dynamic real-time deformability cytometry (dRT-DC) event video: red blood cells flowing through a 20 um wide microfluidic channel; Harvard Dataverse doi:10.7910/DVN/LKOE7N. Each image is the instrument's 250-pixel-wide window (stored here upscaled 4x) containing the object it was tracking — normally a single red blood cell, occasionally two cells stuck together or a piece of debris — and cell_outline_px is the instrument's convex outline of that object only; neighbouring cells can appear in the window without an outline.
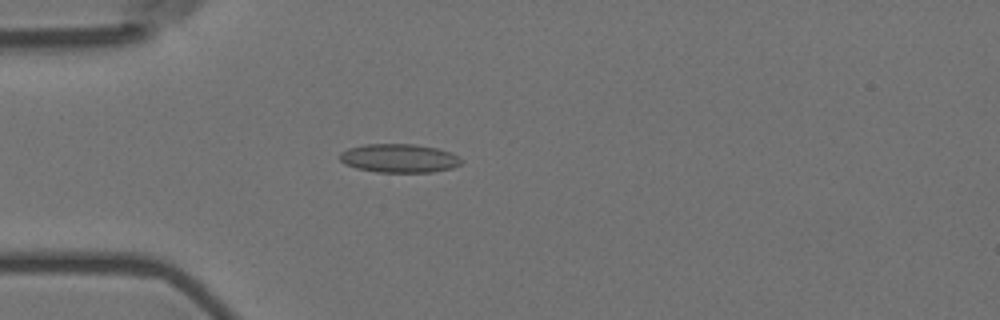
{"species": "Egyptian fruit bat (a non-hibernating species)", "species_latin": "Rousettus aegyptiacus", "temperature_condition": "room temperature", "stored_images_in_passage": 57, "camera_frame_rate_fps": 3000, "um_per_image_px": 0.085, "animal": {"sex": "female"}, "frame": {"image": 1, "passage_image": 16, "time_ms": 5.0, "image_size_px": [1000, 320], "cell_outline_px": [[464, 160], [460, 164], [452, 168], [432, 172], [376, 172], [356, 168], [344, 164], [340, 160], [340, 152], [348, 148], [364, 144], [416, 144], [436, 148], [452, 152]], "centroid_in_image_um": [33.93, 13.45], "position_along_channel_um": 51.1, "area_um2": 20.46}}
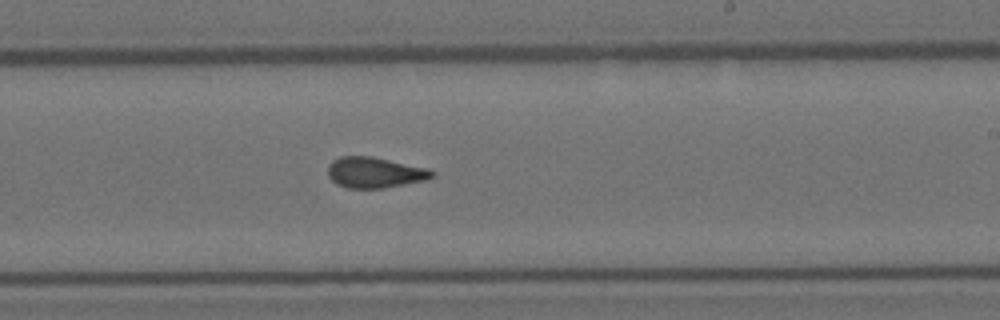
{"frame": {"image": 2, "passage_image": 34, "time_ms": 11.0, "image_size_px": [1000, 320], "cell_outline_px": [[436, 176], [424, 180], [384, 188], [348, 188], [336, 184], [328, 176], [328, 164], [332, 160], [340, 156], [372, 156], [428, 168], [436, 172]], "centroid_in_image_um": [31.85, 14.65], "position_along_channel_um": 257.1, "area_um2": 18.79}}
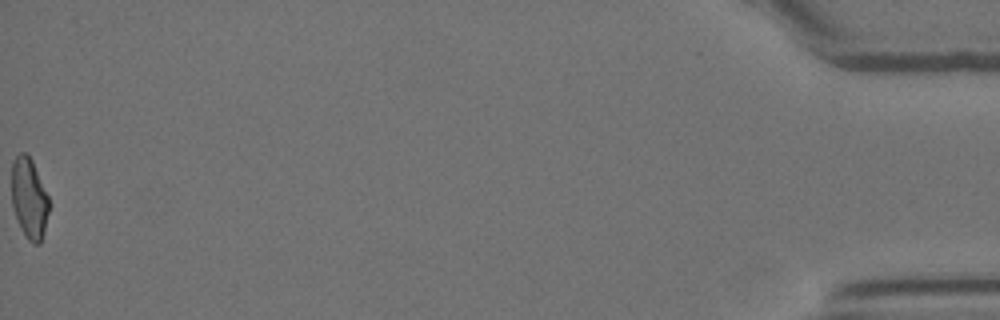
{"frame": {"image": 3, "passage_image": 57, "time_ms": 18.667, "image_size_px": [1000, 320], "cell_outline_px": [[52, 204], [44, 232], [40, 244], [32, 244], [28, 240], [16, 220], [12, 204], [12, 160], [20, 152], [24, 152], [32, 160]], "centroid_in_image_um": [2.5, 16.89], "position_along_channel_um": 432.7, "area_um2": 17.92}, "authors_computed_cell_mechanics": {"area_um2": 18.9006, "velocity_mm_per_s": 3.608, "shape_relaxation_time_tau1_ms": null, "shape_relaxation_time_tau2_ms": 1.7124, "deformation_change_tau1": null, "deformation_change_tau2": 0.07}}